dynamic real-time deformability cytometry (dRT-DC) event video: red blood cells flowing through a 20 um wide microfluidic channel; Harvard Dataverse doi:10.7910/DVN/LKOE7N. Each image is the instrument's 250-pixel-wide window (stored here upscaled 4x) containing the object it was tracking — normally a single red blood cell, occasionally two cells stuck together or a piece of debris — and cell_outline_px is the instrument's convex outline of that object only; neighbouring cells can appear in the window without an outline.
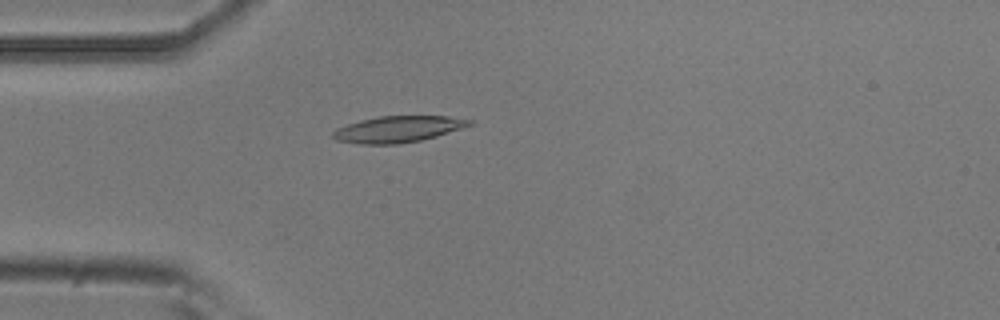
{"species": "common noctule bat (a hibernating species)", "species_latin": "Nyctalus noctula", "temperature_condition": "room temperature", "stored_images_in_passage": 54, "camera_frame_rate_fps": 3000, "um_per_image_px": 0.085, "animal": {"sex": "male", "body_mass_g": 20.5, "forearm_length_mm": 52.5}, "frame": {"image": 1, "passage_image": 15, "time_ms": 4.667, "image_size_px": [1000, 320], "cell_outline_px": [[472, 124], [464, 128], [436, 136], [420, 140], [400, 144], [360, 144], [336, 140], [332, 136], [332, 132], [336, 128], [360, 120], [380, 116], [448, 116], [472, 120]], "centroid_in_image_um": [33.82, 10.98], "position_along_channel_um": 51.2, "area_um2": 20.92}}
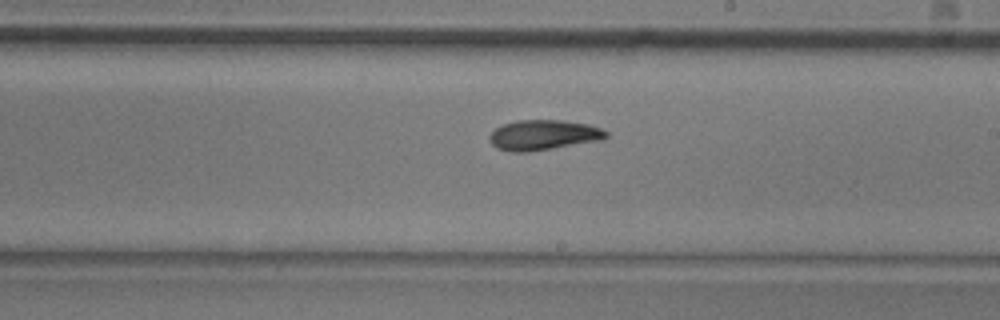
{"frame": {"image": 2, "passage_image": 31, "time_ms": 10.0, "image_size_px": [1000, 320], "cell_outline_px": [[608, 136], [600, 140], [528, 152], [512, 152], [496, 148], [492, 144], [488, 136], [496, 128], [504, 124], [516, 120], [560, 120], [588, 124], [600, 128], [608, 132]], "centroid_in_image_um": [46.17, 11.47], "position_along_channel_um": 242.8, "area_um2": 20.35}}
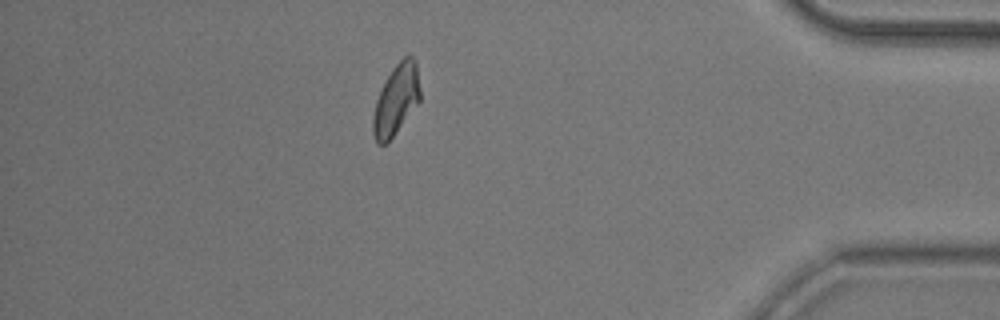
{"frame": {"image": 3, "passage_image": 47, "time_ms": 15.333, "image_size_px": [1000, 320], "cell_outline_px": [[420, 100], [388, 144], [376, 144], [372, 132], [372, 116], [376, 100], [392, 68], [408, 52], [416, 60], [420, 88]], "centroid_in_image_um": [33.67, 8.49], "position_along_channel_um": 401.5, "area_um2": 19.54}, "authors_computed_cell_mechanics": {"area_um2": 20.0277, "velocity_mm_per_s": 3.7485, "shape_relaxation_time_tau1_ms": 7.5121, "shape_relaxation_time_tau2_ms": 4.562, "deformation_change_tau1": 0.193, "deformation_change_tau2": 0.1066}}